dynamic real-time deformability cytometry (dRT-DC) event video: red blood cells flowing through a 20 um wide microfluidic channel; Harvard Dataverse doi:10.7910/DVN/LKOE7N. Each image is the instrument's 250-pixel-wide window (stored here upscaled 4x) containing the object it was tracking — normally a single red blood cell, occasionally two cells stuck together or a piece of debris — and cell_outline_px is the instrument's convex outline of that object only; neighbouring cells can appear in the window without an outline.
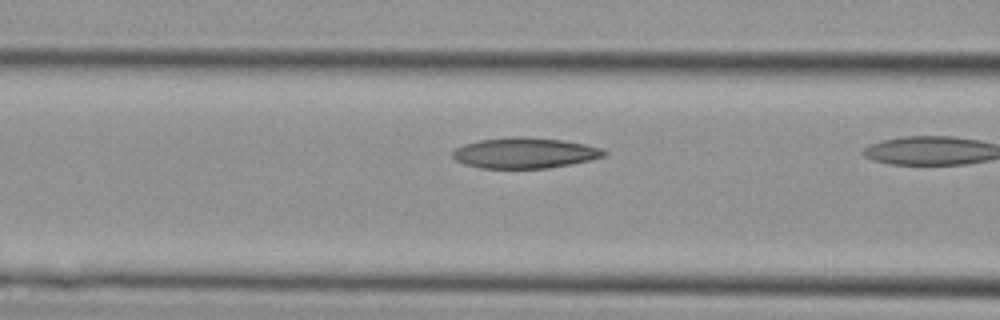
{"species": "Egyptian fruit bat (a non-hibernating species)", "species_latin": "Rousettus aegyptiacus", "temperature_condition": "cold", "stored_images_in_passage": 5, "camera_frame_rate_fps": 3000, "um_per_image_px": 0.085, "animal": {"sex": "female"}, "frame": {"image": 1, "passage_image": 4, "time_ms": 1.0, "image_size_px": [1000, 320], "cell_outline_px": [[608, 152], [604, 156], [592, 160], [572, 164], [548, 168], [480, 168], [464, 164], [456, 160], [452, 156], [452, 152], [456, 148], [464, 144], [480, 140], [512, 136], [520, 136], [560, 140], [584, 144], [600, 148]], "centroid_in_image_um": [44.6, 13.01], "position_along_channel_um": 122.0, "area_um2": 26.99}}